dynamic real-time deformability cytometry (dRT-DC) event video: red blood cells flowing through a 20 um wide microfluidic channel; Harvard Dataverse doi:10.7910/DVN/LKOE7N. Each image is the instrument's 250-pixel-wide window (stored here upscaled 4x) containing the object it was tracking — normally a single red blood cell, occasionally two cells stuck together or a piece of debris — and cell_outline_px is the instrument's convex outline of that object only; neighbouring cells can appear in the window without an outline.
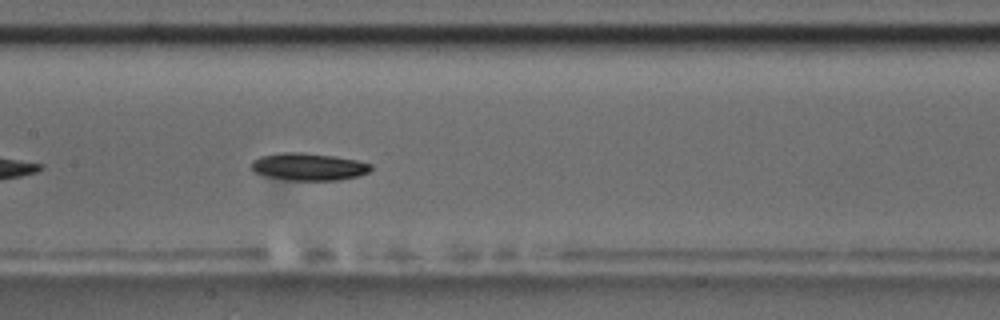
{"species": "common noctule bat (a hibernating species)", "species_latin": "Nyctalus noctula", "temperature_condition": "room temperature", "stored_images_in_passage": 9, "camera_frame_rate_fps": 3000, "um_per_image_px": 0.085, "animal": {"sex": "male", "body_mass_g": 17.5, "forearm_length_mm": 52.3}, "frame": {"image": 1, "passage_image": 9, "time_ms": 9.333, "image_size_px": [1000, 320], "cell_outline_px": [[372, 168], [368, 172], [356, 176], [340, 180], [292, 180], [268, 176], [256, 172], [252, 168], [252, 160], [260, 156], [284, 152], [304, 152], [332, 156], [356, 160], [372, 164]], "centroid_in_image_um": [26.24, 14.16], "position_along_channel_um": 181.2, "area_um2": 18.79}}